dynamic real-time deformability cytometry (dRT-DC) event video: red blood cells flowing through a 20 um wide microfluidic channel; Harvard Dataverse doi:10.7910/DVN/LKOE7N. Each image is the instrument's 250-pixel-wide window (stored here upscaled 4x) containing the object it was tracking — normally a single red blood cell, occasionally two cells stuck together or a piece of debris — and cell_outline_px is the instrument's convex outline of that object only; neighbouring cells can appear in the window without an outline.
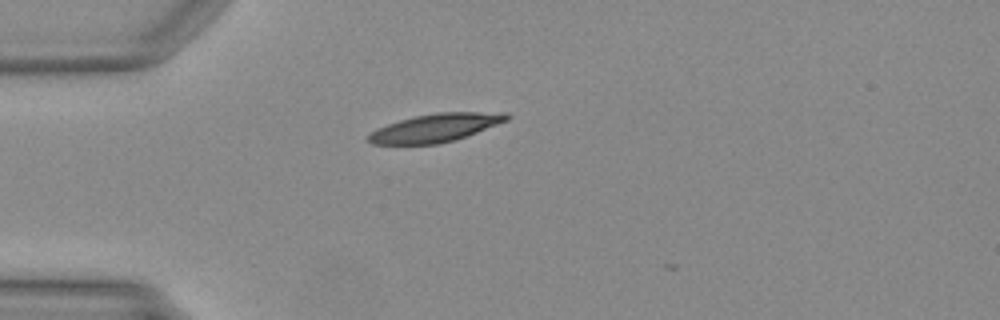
{"species": "Egyptian fruit bat (a non-hibernating species)", "species_latin": "Rousettus aegyptiacus", "temperature_condition": "warm", "stored_images_in_passage": 2, "camera_frame_rate_fps": 3000, "um_per_image_px": 0.085, "animal": {"sex": "female"}, "frame": {"image": 1, "passage_image": 1, "time_ms": 0.0, "image_size_px": [1000, 320], "cell_outline_px": [[512, 116], [508, 120], [476, 132], [440, 144], [372, 144], [368, 140], [368, 136], [376, 128], [400, 120], [416, 116], [436, 112], [508, 112]], "centroid_in_image_um": [37.04, 10.85], "position_along_channel_um": 48.0, "area_um2": 22.48}}